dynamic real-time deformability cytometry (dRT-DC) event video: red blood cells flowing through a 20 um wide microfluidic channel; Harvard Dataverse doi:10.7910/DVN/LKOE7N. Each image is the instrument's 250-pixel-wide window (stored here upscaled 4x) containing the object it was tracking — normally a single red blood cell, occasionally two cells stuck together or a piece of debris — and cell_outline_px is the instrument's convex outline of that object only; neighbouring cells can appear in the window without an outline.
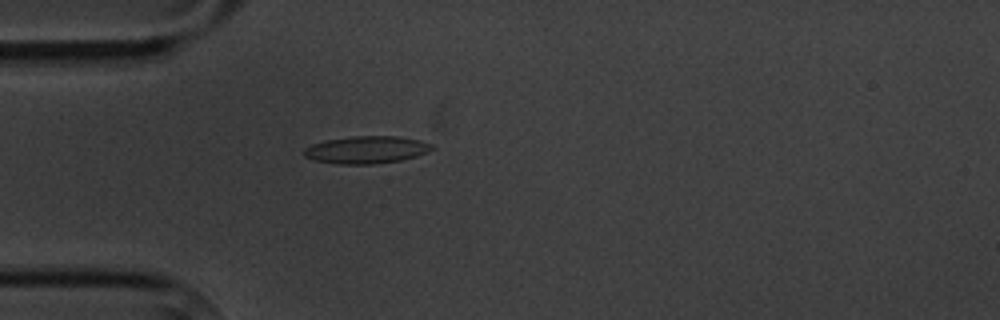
{"species": "common noctule bat (a hibernating species)", "species_latin": "Nyctalus noctula", "temperature_condition": "cold", "stored_images_in_passage": 4, "camera_frame_rate_fps": 3000, "um_per_image_px": 0.085, "animal": {"sex": "male", "body_mass_g": 20.1, "forearm_length_mm": 53.5}, "frame": {"image": 1, "passage_image": 4, "time_ms": 4.667, "image_size_px": [1000, 320], "cell_outline_px": [[436, 148], [428, 152], [416, 156], [400, 160], [372, 164], [336, 164], [312, 160], [304, 156], [304, 148], [312, 144], [324, 140], [352, 136], [396, 136], [420, 140], [432, 144]], "centroid_in_image_um": [31.13, 12.73], "position_along_channel_um": 53.9, "area_um2": 20.58}}